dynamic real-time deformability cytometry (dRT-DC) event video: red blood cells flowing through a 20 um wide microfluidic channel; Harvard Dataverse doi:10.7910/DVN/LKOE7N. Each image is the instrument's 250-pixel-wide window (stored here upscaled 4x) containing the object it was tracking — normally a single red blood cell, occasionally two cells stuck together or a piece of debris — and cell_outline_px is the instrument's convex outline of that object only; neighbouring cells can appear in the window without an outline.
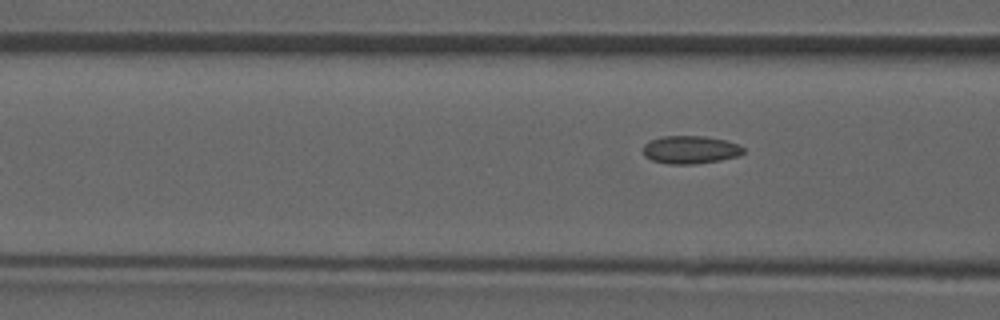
{"species": "common noctule bat (a hibernating species)", "species_latin": "Nyctalus noctula", "temperature_condition": "room temperature", "stored_images_in_passage": 6, "camera_frame_rate_fps": 3000, "um_per_image_px": 0.085, "animal": {"sex": "male", "forearm_length_mm": 52.5}, "frame": {"image": 1, "passage_image": 6, "time_ms": 6.0, "image_size_px": [1000, 320], "cell_outline_px": [[744, 152], [740, 156], [720, 160], [696, 164], [668, 164], [652, 160], [644, 156], [644, 144], [652, 140], [664, 136], [704, 136], [724, 140], [736, 144], [744, 148]], "centroid_in_image_um": [58.69, 12.74], "position_along_channel_um": 107.9, "area_um2": 16.24}}